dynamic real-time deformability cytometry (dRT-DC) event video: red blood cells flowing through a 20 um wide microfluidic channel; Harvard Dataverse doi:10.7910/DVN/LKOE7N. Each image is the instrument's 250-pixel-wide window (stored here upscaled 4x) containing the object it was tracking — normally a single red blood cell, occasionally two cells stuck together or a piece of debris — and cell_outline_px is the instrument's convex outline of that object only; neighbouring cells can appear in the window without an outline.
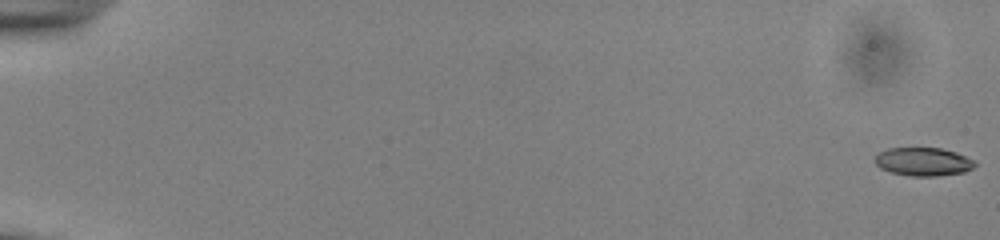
{"species": "common noctule bat (a hibernating species)", "species_latin": "Nyctalus noctula", "temperature_condition": "cold", "stored_images_in_passage": 55, "camera_frame_rate_fps": 3000, "um_per_image_px": 0.085, "animal": {"sex": "male", "body_mass_g": 13.0, "forearm_length_mm": 53.1}, "frame": {"image": 1, "passage_image": 1, "time_ms": 0.0, "image_size_px": [1000, 240], "cell_outline_px": [[976, 164], [972, 168], [964, 172], [936, 176], [912, 176], [892, 172], [880, 168], [876, 164], [876, 156], [880, 152], [888, 148], [940, 148], [956, 152], [976, 160]], "centroid_in_image_um": [78.51, 13.74], "position_along_channel_um": 6.5, "area_um2": 16.42}}
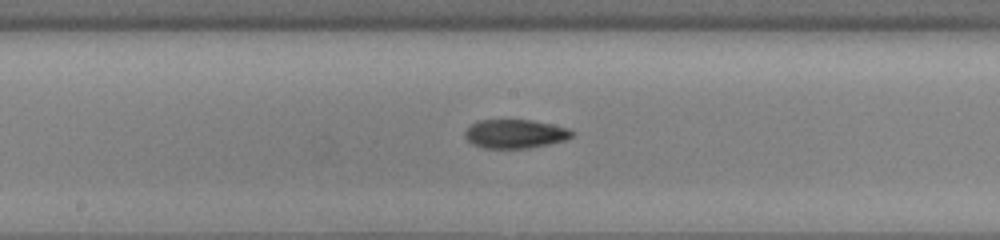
{"frame": {"image": 2, "passage_image": 31, "time_ms": 10.0, "image_size_px": [1000, 240], "cell_outline_px": [[576, 132], [572, 136], [564, 140], [532, 148], [484, 148], [472, 144], [464, 136], [464, 132], [476, 120], [532, 120], [568, 128]], "centroid_in_image_um": [43.78, 11.38], "position_along_channel_um": 204.4, "area_um2": 17.98}}
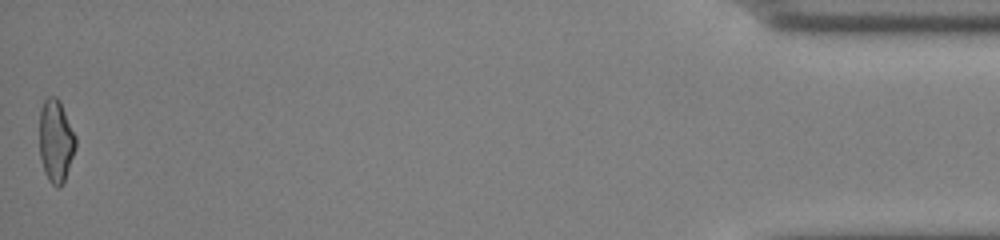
{"frame": {"image": 3, "passage_image": 55, "time_ms": 18.0, "image_size_px": [1000, 240], "cell_outline_px": [[76, 148], [64, 184], [60, 188], [56, 188], [48, 180], [44, 172], [40, 160], [40, 108], [44, 100], [48, 96], [56, 96], [60, 100], [76, 136]], "centroid_in_image_um": [4.76, 12.01], "position_along_channel_um": 430.4, "area_um2": 17.86}, "authors_computed_cell_mechanics": {"area_um2": 17.5134, "velocity_mm_per_s": 3.898, "shape_relaxation_time_tau1_ms": null, "shape_relaxation_time_tau2_ms": 3.2255, "deformation_change_tau1": null, "deformation_change_tau2": 0.0961}}